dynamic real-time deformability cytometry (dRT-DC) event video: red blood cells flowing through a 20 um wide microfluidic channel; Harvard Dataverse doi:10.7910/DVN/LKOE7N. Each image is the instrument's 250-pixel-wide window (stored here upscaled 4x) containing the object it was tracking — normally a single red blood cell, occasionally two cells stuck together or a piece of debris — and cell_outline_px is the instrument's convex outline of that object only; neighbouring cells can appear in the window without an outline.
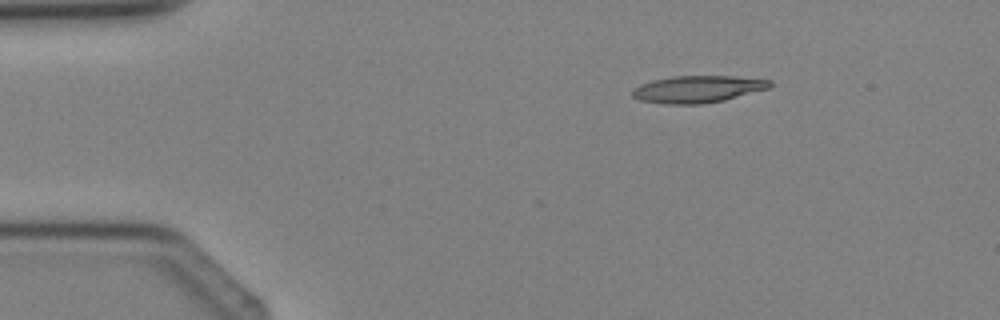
{"species": "Egyptian fruit bat (a non-hibernating species)", "species_latin": "Rousettus aegyptiacus", "temperature_condition": "cold", "stored_images_in_passage": 3, "camera_frame_rate_fps": 3000, "um_per_image_px": 0.085, "animal": {"sex": "female"}, "frame": {"image": 1, "passage_image": 2, "time_ms": 1.333, "image_size_px": [1000, 320], "cell_outline_px": [[772, 84], [768, 88], [724, 100], [700, 104], [668, 104], [640, 100], [632, 96], [632, 88], [640, 84], [652, 80], [672, 76], [732, 76], [772, 80]], "centroid_in_image_um": [59.27, 7.57], "position_along_channel_um": 25.7, "area_um2": 21.56}}